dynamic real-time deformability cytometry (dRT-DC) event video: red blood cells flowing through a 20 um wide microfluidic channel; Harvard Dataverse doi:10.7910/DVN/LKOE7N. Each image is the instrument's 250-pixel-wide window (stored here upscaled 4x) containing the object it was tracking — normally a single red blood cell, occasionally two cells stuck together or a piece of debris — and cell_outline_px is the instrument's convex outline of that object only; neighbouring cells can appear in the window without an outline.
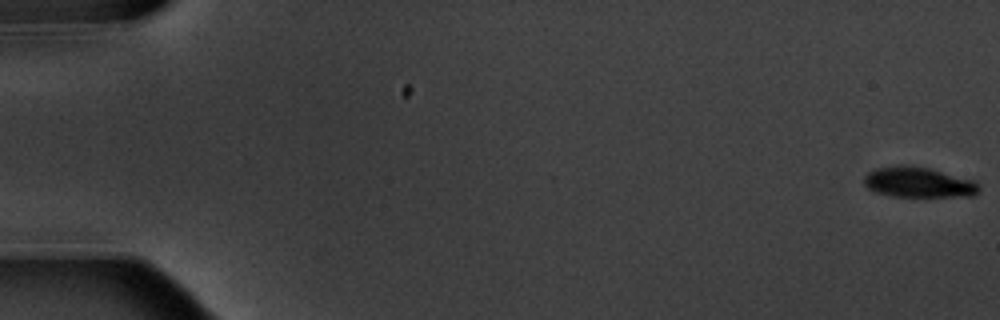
{"species": "common noctule bat (a hibernating species)", "species_latin": "Nyctalus noctula", "temperature_condition": "warm", "stored_images_in_passage": 7, "camera_frame_rate_fps": 3000, "um_per_image_px": 0.085, "animal": {"sex": "male", "body_mass_g": 20.1, "forearm_length_mm": 53.5}, "frame": {"image": 1, "passage_image": 1, "time_ms": 0.0, "image_size_px": [1000, 320], "cell_outline_px": [[980, 192], [972, 196], [892, 196], [876, 192], [868, 188], [864, 184], [864, 176], [868, 172], [876, 168], [896, 164], [908, 164], [928, 168], [976, 180], [980, 184]], "centroid_in_image_um": [78.09, 15.48], "position_along_channel_um": 6.9, "area_um2": 20.63}}
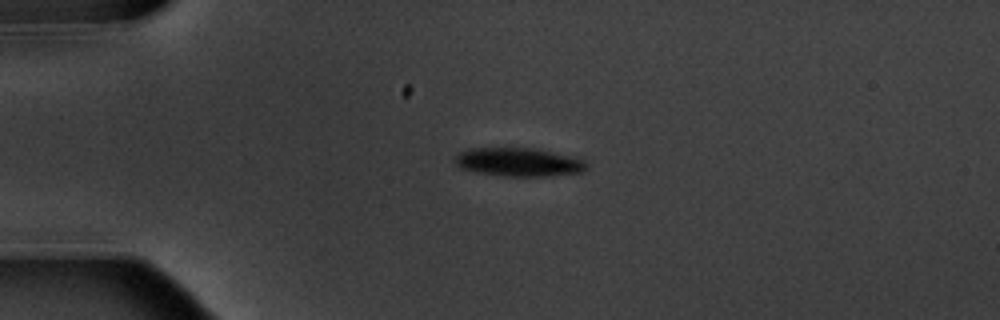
{"frame": {"image": 2, "passage_image": 5, "time_ms": 4.667, "image_size_px": [1000, 320], "cell_outline_px": [[588, 168], [584, 172], [544, 176], [504, 176], [476, 172], [460, 168], [452, 160], [460, 152], [468, 148], [532, 148], [572, 156], [584, 160], [588, 164]], "centroid_in_image_um": [44.08, 13.78], "position_along_channel_um": 40.9, "area_um2": 21.96}}